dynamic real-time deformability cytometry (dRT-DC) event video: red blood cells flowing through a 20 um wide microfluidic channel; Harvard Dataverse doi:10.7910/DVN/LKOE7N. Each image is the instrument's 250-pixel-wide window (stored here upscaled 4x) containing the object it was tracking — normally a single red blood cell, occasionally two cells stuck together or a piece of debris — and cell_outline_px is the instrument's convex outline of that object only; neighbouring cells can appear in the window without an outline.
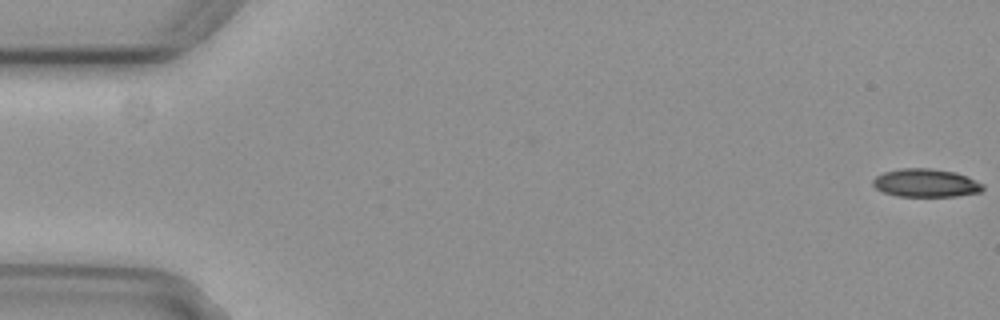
{"species": "common noctule bat (a hibernating species)", "species_latin": "Nyctalus noctula", "temperature_condition": "cold", "stored_images_in_passage": 5, "segment_of_instrument_passage": [2, 2], "camera_frame_rate_fps": 3000, "um_per_image_px": 0.085, "animal": {"sex": "female", "body_mass_g": 29.2, "forearm_length_mm": 56.3}, "frame": {"image": 1, "passage_image": 5, "time_ms": 1.333, "image_size_px": [1000, 320], "cell_outline_px": [[984, 188], [980, 192], [956, 196], [896, 196], [884, 192], [876, 188], [872, 184], [872, 180], [876, 176], [884, 172], [900, 168], [928, 168], [956, 172], [984, 184]], "centroid_in_image_um": [78.68, 15.55], "position_along_channel_um": 6.3, "area_um2": 18.03}}